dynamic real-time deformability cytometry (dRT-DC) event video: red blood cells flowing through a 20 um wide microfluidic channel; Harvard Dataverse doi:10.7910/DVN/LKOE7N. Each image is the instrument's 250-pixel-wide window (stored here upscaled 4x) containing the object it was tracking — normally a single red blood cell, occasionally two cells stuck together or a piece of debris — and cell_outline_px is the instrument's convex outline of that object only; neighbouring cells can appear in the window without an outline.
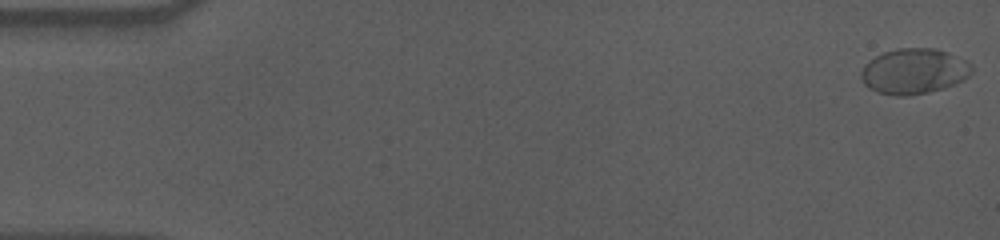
{"species": "human", "species_latin": "Homo sapiens", "temperature_condition": "cold", "stored_images_in_passage": 58, "camera_frame_rate_fps": 3000, "um_per_image_px": 0.085, "donor": {"sex": "male"}, "frame": {"image": 1, "passage_image": 1, "time_ms": 0.0, "image_size_px": [1000, 240], "cell_outline_px": [[972, 72], [964, 80], [944, 88], [928, 92], [908, 96], [896, 96], [876, 92], [868, 88], [860, 80], [860, 72], [864, 64], [868, 60], [884, 52], [896, 48], [936, 48], [948, 52], [972, 64]], "centroid_in_image_um": [77.65, 6.06], "position_along_channel_um": 7.4, "area_um2": 29.65}}
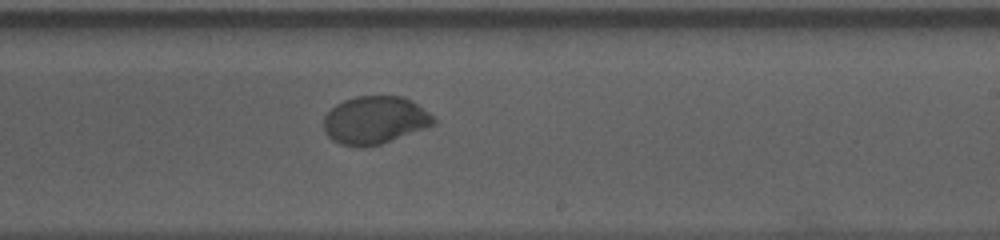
{"frame": {"image": 2, "passage_image": 35, "time_ms": 11.333, "image_size_px": [1000, 240], "cell_outline_px": [[436, 124], [428, 128], [380, 144], [364, 148], [356, 148], [340, 144], [332, 140], [324, 132], [324, 116], [336, 104], [344, 100], [356, 96], [400, 96], [416, 104], [436, 116]], "centroid_in_image_um": [31.87, 10.24], "position_along_channel_um": 257.1, "area_um2": 30.92}}
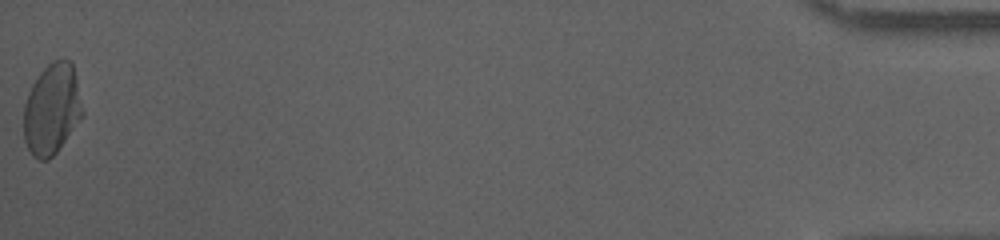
{"frame": {"image": 3, "passage_image": 58, "time_ms": 19.0, "image_size_px": [1000, 240], "cell_outline_px": [[84, 116], [56, 152], [48, 160], [40, 160], [28, 148], [24, 140], [24, 104], [28, 92], [32, 84], [40, 72], [52, 60], [68, 60], [72, 64], [84, 112]], "centroid_in_image_um": [4.41, 9.28], "position_along_channel_um": 430.8, "area_um2": 30.92}, "authors_computed_cell_mechanics": {"area_um2": 30.6051, "velocity_mm_per_s": 3.5449, "shape_relaxation_time_tau1_ms": 5.5096, "shape_relaxation_time_tau2_ms": null, "deformation_change_tau1": 0.1534, "deformation_change_tau2": null}}